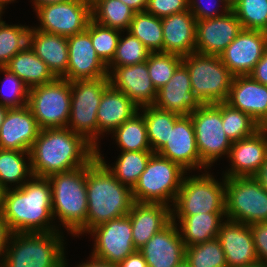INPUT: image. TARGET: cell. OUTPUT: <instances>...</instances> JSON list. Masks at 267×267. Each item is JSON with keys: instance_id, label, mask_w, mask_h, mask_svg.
Returning <instances> with one entry per match:
<instances>
[{"instance_id": "obj_25", "label": "cell", "mask_w": 267, "mask_h": 267, "mask_svg": "<svg viewBox=\"0 0 267 267\" xmlns=\"http://www.w3.org/2000/svg\"><path fill=\"white\" fill-rule=\"evenodd\" d=\"M176 225L171 221L139 249L148 267H176L185 259L186 246Z\"/></svg>"}, {"instance_id": "obj_28", "label": "cell", "mask_w": 267, "mask_h": 267, "mask_svg": "<svg viewBox=\"0 0 267 267\" xmlns=\"http://www.w3.org/2000/svg\"><path fill=\"white\" fill-rule=\"evenodd\" d=\"M29 46L56 78H63L68 68V40L36 28L30 29Z\"/></svg>"}, {"instance_id": "obj_6", "label": "cell", "mask_w": 267, "mask_h": 267, "mask_svg": "<svg viewBox=\"0 0 267 267\" xmlns=\"http://www.w3.org/2000/svg\"><path fill=\"white\" fill-rule=\"evenodd\" d=\"M188 69L192 91L202 104L226 102L233 75L219 56L193 52L182 57Z\"/></svg>"}, {"instance_id": "obj_14", "label": "cell", "mask_w": 267, "mask_h": 267, "mask_svg": "<svg viewBox=\"0 0 267 267\" xmlns=\"http://www.w3.org/2000/svg\"><path fill=\"white\" fill-rule=\"evenodd\" d=\"M89 233L95 236L96 243L92 256L97 259L118 264L136 251L128 215L100 224Z\"/></svg>"}, {"instance_id": "obj_31", "label": "cell", "mask_w": 267, "mask_h": 267, "mask_svg": "<svg viewBox=\"0 0 267 267\" xmlns=\"http://www.w3.org/2000/svg\"><path fill=\"white\" fill-rule=\"evenodd\" d=\"M225 213H199L177 215L181 225V238L186 247L218 238L222 217Z\"/></svg>"}, {"instance_id": "obj_60", "label": "cell", "mask_w": 267, "mask_h": 267, "mask_svg": "<svg viewBox=\"0 0 267 267\" xmlns=\"http://www.w3.org/2000/svg\"><path fill=\"white\" fill-rule=\"evenodd\" d=\"M245 267H267V264L258 262L256 264H253V265H250V266H245Z\"/></svg>"}, {"instance_id": "obj_26", "label": "cell", "mask_w": 267, "mask_h": 267, "mask_svg": "<svg viewBox=\"0 0 267 267\" xmlns=\"http://www.w3.org/2000/svg\"><path fill=\"white\" fill-rule=\"evenodd\" d=\"M172 209L161 203L134 202L128 216L132 225V237L136 250L143 247L155 233L172 221Z\"/></svg>"}, {"instance_id": "obj_27", "label": "cell", "mask_w": 267, "mask_h": 267, "mask_svg": "<svg viewBox=\"0 0 267 267\" xmlns=\"http://www.w3.org/2000/svg\"><path fill=\"white\" fill-rule=\"evenodd\" d=\"M163 52L181 57L196 52V18L190 10L161 19Z\"/></svg>"}, {"instance_id": "obj_38", "label": "cell", "mask_w": 267, "mask_h": 267, "mask_svg": "<svg viewBox=\"0 0 267 267\" xmlns=\"http://www.w3.org/2000/svg\"><path fill=\"white\" fill-rule=\"evenodd\" d=\"M221 115L224 132L232 142L248 138L262 128L250 115L226 102H221Z\"/></svg>"}, {"instance_id": "obj_13", "label": "cell", "mask_w": 267, "mask_h": 267, "mask_svg": "<svg viewBox=\"0 0 267 267\" xmlns=\"http://www.w3.org/2000/svg\"><path fill=\"white\" fill-rule=\"evenodd\" d=\"M35 10L41 23L37 30L67 38L84 32L91 20V8L87 0H68Z\"/></svg>"}, {"instance_id": "obj_44", "label": "cell", "mask_w": 267, "mask_h": 267, "mask_svg": "<svg viewBox=\"0 0 267 267\" xmlns=\"http://www.w3.org/2000/svg\"><path fill=\"white\" fill-rule=\"evenodd\" d=\"M121 30L90 20V38L99 58L108 65L114 58Z\"/></svg>"}, {"instance_id": "obj_11", "label": "cell", "mask_w": 267, "mask_h": 267, "mask_svg": "<svg viewBox=\"0 0 267 267\" xmlns=\"http://www.w3.org/2000/svg\"><path fill=\"white\" fill-rule=\"evenodd\" d=\"M27 106L40 129L67 127L71 110V82L56 78L29 89Z\"/></svg>"}, {"instance_id": "obj_51", "label": "cell", "mask_w": 267, "mask_h": 267, "mask_svg": "<svg viewBox=\"0 0 267 267\" xmlns=\"http://www.w3.org/2000/svg\"><path fill=\"white\" fill-rule=\"evenodd\" d=\"M12 235V231L8 227L7 222L3 219L0 213V256H4L3 253L7 249V244H9V239Z\"/></svg>"}, {"instance_id": "obj_18", "label": "cell", "mask_w": 267, "mask_h": 267, "mask_svg": "<svg viewBox=\"0 0 267 267\" xmlns=\"http://www.w3.org/2000/svg\"><path fill=\"white\" fill-rule=\"evenodd\" d=\"M157 154L178 164L185 171L199 167L208 168L200 159L190 116H181L175 122L173 128H170L167 142Z\"/></svg>"}, {"instance_id": "obj_24", "label": "cell", "mask_w": 267, "mask_h": 267, "mask_svg": "<svg viewBox=\"0 0 267 267\" xmlns=\"http://www.w3.org/2000/svg\"><path fill=\"white\" fill-rule=\"evenodd\" d=\"M226 103L267 127V86L250 75L233 77Z\"/></svg>"}, {"instance_id": "obj_43", "label": "cell", "mask_w": 267, "mask_h": 267, "mask_svg": "<svg viewBox=\"0 0 267 267\" xmlns=\"http://www.w3.org/2000/svg\"><path fill=\"white\" fill-rule=\"evenodd\" d=\"M125 38L119 37L116 52L112 61L107 65L109 68L129 66L147 61L150 51L131 33ZM110 66V67H109Z\"/></svg>"}, {"instance_id": "obj_45", "label": "cell", "mask_w": 267, "mask_h": 267, "mask_svg": "<svg viewBox=\"0 0 267 267\" xmlns=\"http://www.w3.org/2000/svg\"><path fill=\"white\" fill-rule=\"evenodd\" d=\"M0 71L5 73L4 83L8 82V85H6V83L2 84V89L0 91H2L3 88H6L10 93L8 97L4 95L2 91L1 94H3L2 96L4 99L0 101V104L9 108H22L26 106L30 88L15 73H12L7 68L0 67Z\"/></svg>"}, {"instance_id": "obj_22", "label": "cell", "mask_w": 267, "mask_h": 267, "mask_svg": "<svg viewBox=\"0 0 267 267\" xmlns=\"http://www.w3.org/2000/svg\"><path fill=\"white\" fill-rule=\"evenodd\" d=\"M40 130L27 105L9 108L0 128V149L30 152Z\"/></svg>"}, {"instance_id": "obj_58", "label": "cell", "mask_w": 267, "mask_h": 267, "mask_svg": "<svg viewBox=\"0 0 267 267\" xmlns=\"http://www.w3.org/2000/svg\"><path fill=\"white\" fill-rule=\"evenodd\" d=\"M225 3L232 8L239 0H224Z\"/></svg>"}, {"instance_id": "obj_57", "label": "cell", "mask_w": 267, "mask_h": 267, "mask_svg": "<svg viewBox=\"0 0 267 267\" xmlns=\"http://www.w3.org/2000/svg\"><path fill=\"white\" fill-rule=\"evenodd\" d=\"M3 194H4V189L0 185V213L2 212V207H3Z\"/></svg>"}, {"instance_id": "obj_16", "label": "cell", "mask_w": 267, "mask_h": 267, "mask_svg": "<svg viewBox=\"0 0 267 267\" xmlns=\"http://www.w3.org/2000/svg\"><path fill=\"white\" fill-rule=\"evenodd\" d=\"M68 68L63 79L75 80L97 79L108 76L107 65L99 58L90 38V21L84 32L67 38Z\"/></svg>"}, {"instance_id": "obj_12", "label": "cell", "mask_w": 267, "mask_h": 267, "mask_svg": "<svg viewBox=\"0 0 267 267\" xmlns=\"http://www.w3.org/2000/svg\"><path fill=\"white\" fill-rule=\"evenodd\" d=\"M189 116L194 125L200 159L207 167L222 155L229 154L232 141L222 126L221 102L201 105Z\"/></svg>"}, {"instance_id": "obj_1", "label": "cell", "mask_w": 267, "mask_h": 267, "mask_svg": "<svg viewBox=\"0 0 267 267\" xmlns=\"http://www.w3.org/2000/svg\"><path fill=\"white\" fill-rule=\"evenodd\" d=\"M97 148L84 136L64 128L41 129L30 150L32 175L45 177L88 165Z\"/></svg>"}, {"instance_id": "obj_5", "label": "cell", "mask_w": 267, "mask_h": 267, "mask_svg": "<svg viewBox=\"0 0 267 267\" xmlns=\"http://www.w3.org/2000/svg\"><path fill=\"white\" fill-rule=\"evenodd\" d=\"M9 241L12 247L7 246L0 267H65L67 264L59 231L12 233Z\"/></svg>"}, {"instance_id": "obj_46", "label": "cell", "mask_w": 267, "mask_h": 267, "mask_svg": "<svg viewBox=\"0 0 267 267\" xmlns=\"http://www.w3.org/2000/svg\"><path fill=\"white\" fill-rule=\"evenodd\" d=\"M189 10V0H148L146 12L164 18Z\"/></svg>"}, {"instance_id": "obj_50", "label": "cell", "mask_w": 267, "mask_h": 267, "mask_svg": "<svg viewBox=\"0 0 267 267\" xmlns=\"http://www.w3.org/2000/svg\"><path fill=\"white\" fill-rule=\"evenodd\" d=\"M118 265L119 267H148L143 254L139 250L127 256L123 261L119 262Z\"/></svg>"}, {"instance_id": "obj_37", "label": "cell", "mask_w": 267, "mask_h": 267, "mask_svg": "<svg viewBox=\"0 0 267 267\" xmlns=\"http://www.w3.org/2000/svg\"><path fill=\"white\" fill-rule=\"evenodd\" d=\"M24 155L28 156L29 165L24 160ZM33 177L30 165V152L0 149V185L4 190H8L9 183H20L16 188L22 186L26 176ZM23 181V182H22Z\"/></svg>"}, {"instance_id": "obj_52", "label": "cell", "mask_w": 267, "mask_h": 267, "mask_svg": "<svg viewBox=\"0 0 267 267\" xmlns=\"http://www.w3.org/2000/svg\"><path fill=\"white\" fill-rule=\"evenodd\" d=\"M126 4L135 13L143 12L147 8L148 0H119Z\"/></svg>"}, {"instance_id": "obj_9", "label": "cell", "mask_w": 267, "mask_h": 267, "mask_svg": "<svg viewBox=\"0 0 267 267\" xmlns=\"http://www.w3.org/2000/svg\"><path fill=\"white\" fill-rule=\"evenodd\" d=\"M109 84V77L71 82V110L67 128L84 136L96 148L97 111L103 92Z\"/></svg>"}, {"instance_id": "obj_49", "label": "cell", "mask_w": 267, "mask_h": 267, "mask_svg": "<svg viewBox=\"0 0 267 267\" xmlns=\"http://www.w3.org/2000/svg\"><path fill=\"white\" fill-rule=\"evenodd\" d=\"M250 76L258 83L267 86V49L262 58L255 65V68L251 72Z\"/></svg>"}, {"instance_id": "obj_7", "label": "cell", "mask_w": 267, "mask_h": 267, "mask_svg": "<svg viewBox=\"0 0 267 267\" xmlns=\"http://www.w3.org/2000/svg\"><path fill=\"white\" fill-rule=\"evenodd\" d=\"M185 172L178 164L154 153L132 189L134 202L168 205L171 199L174 203Z\"/></svg>"}, {"instance_id": "obj_3", "label": "cell", "mask_w": 267, "mask_h": 267, "mask_svg": "<svg viewBox=\"0 0 267 267\" xmlns=\"http://www.w3.org/2000/svg\"><path fill=\"white\" fill-rule=\"evenodd\" d=\"M86 231L112 219L128 215L134 203L132 189L115 178L97 148V156L86 165Z\"/></svg>"}, {"instance_id": "obj_29", "label": "cell", "mask_w": 267, "mask_h": 267, "mask_svg": "<svg viewBox=\"0 0 267 267\" xmlns=\"http://www.w3.org/2000/svg\"><path fill=\"white\" fill-rule=\"evenodd\" d=\"M138 110L139 107L131 99L109 84L97 111L98 135L106 131L113 132Z\"/></svg>"}, {"instance_id": "obj_4", "label": "cell", "mask_w": 267, "mask_h": 267, "mask_svg": "<svg viewBox=\"0 0 267 267\" xmlns=\"http://www.w3.org/2000/svg\"><path fill=\"white\" fill-rule=\"evenodd\" d=\"M52 189V215H57L71 234L86 232V166L49 175Z\"/></svg>"}, {"instance_id": "obj_35", "label": "cell", "mask_w": 267, "mask_h": 267, "mask_svg": "<svg viewBox=\"0 0 267 267\" xmlns=\"http://www.w3.org/2000/svg\"><path fill=\"white\" fill-rule=\"evenodd\" d=\"M153 154V151H122L115 167H107L116 179L133 189Z\"/></svg>"}, {"instance_id": "obj_63", "label": "cell", "mask_w": 267, "mask_h": 267, "mask_svg": "<svg viewBox=\"0 0 267 267\" xmlns=\"http://www.w3.org/2000/svg\"><path fill=\"white\" fill-rule=\"evenodd\" d=\"M1 13H2V9L0 8V21H1V16H2Z\"/></svg>"}, {"instance_id": "obj_23", "label": "cell", "mask_w": 267, "mask_h": 267, "mask_svg": "<svg viewBox=\"0 0 267 267\" xmlns=\"http://www.w3.org/2000/svg\"><path fill=\"white\" fill-rule=\"evenodd\" d=\"M157 108L179 116H189L202 104L192 91L188 69L181 64L166 85L157 90Z\"/></svg>"}, {"instance_id": "obj_42", "label": "cell", "mask_w": 267, "mask_h": 267, "mask_svg": "<svg viewBox=\"0 0 267 267\" xmlns=\"http://www.w3.org/2000/svg\"><path fill=\"white\" fill-rule=\"evenodd\" d=\"M146 62L152 84L158 90L167 84L182 64V57L171 53L151 52Z\"/></svg>"}, {"instance_id": "obj_41", "label": "cell", "mask_w": 267, "mask_h": 267, "mask_svg": "<svg viewBox=\"0 0 267 267\" xmlns=\"http://www.w3.org/2000/svg\"><path fill=\"white\" fill-rule=\"evenodd\" d=\"M231 9L243 29L267 32V0H239Z\"/></svg>"}, {"instance_id": "obj_61", "label": "cell", "mask_w": 267, "mask_h": 267, "mask_svg": "<svg viewBox=\"0 0 267 267\" xmlns=\"http://www.w3.org/2000/svg\"><path fill=\"white\" fill-rule=\"evenodd\" d=\"M11 1H14V0H0V8L3 10V8L5 7L4 5L6 3L8 4Z\"/></svg>"}, {"instance_id": "obj_62", "label": "cell", "mask_w": 267, "mask_h": 267, "mask_svg": "<svg viewBox=\"0 0 267 267\" xmlns=\"http://www.w3.org/2000/svg\"><path fill=\"white\" fill-rule=\"evenodd\" d=\"M99 1H101V0H88V3L90 5V8H92Z\"/></svg>"}, {"instance_id": "obj_30", "label": "cell", "mask_w": 267, "mask_h": 267, "mask_svg": "<svg viewBox=\"0 0 267 267\" xmlns=\"http://www.w3.org/2000/svg\"><path fill=\"white\" fill-rule=\"evenodd\" d=\"M5 68L15 73L29 88L49 84L56 79L47 64L35 54L29 45L18 52L5 65Z\"/></svg>"}, {"instance_id": "obj_55", "label": "cell", "mask_w": 267, "mask_h": 267, "mask_svg": "<svg viewBox=\"0 0 267 267\" xmlns=\"http://www.w3.org/2000/svg\"><path fill=\"white\" fill-rule=\"evenodd\" d=\"M68 0H34V5H35V9L38 7H42V6H46L49 4H57V3H62V2H66Z\"/></svg>"}, {"instance_id": "obj_59", "label": "cell", "mask_w": 267, "mask_h": 267, "mask_svg": "<svg viewBox=\"0 0 267 267\" xmlns=\"http://www.w3.org/2000/svg\"><path fill=\"white\" fill-rule=\"evenodd\" d=\"M176 267H191V265L187 262L186 259H184L180 264H178Z\"/></svg>"}, {"instance_id": "obj_56", "label": "cell", "mask_w": 267, "mask_h": 267, "mask_svg": "<svg viewBox=\"0 0 267 267\" xmlns=\"http://www.w3.org/2000/svg\"><path fill=\"white\" fill-rule=\"evenodd\" d=\"M9 107L0 104V128L3 124L6 113L8 112Z\"/></svg>"}, {"instance_id": "obj_2", "label": "cell", "mask_w": 267, "mask_h": 267, "mask_svg": "<svg viewBox=\"0 0 267 267\" xmlns=\"http://www.w3.org/2000/svg\"><path fill=\"white\" fill-rule=\"evenodd\" d=\"M32 178L19 188L4 190L3 219L12 233L55 232L56 228L49 224L54 219L50 181L45 177Z\"/></svg>"}, {"instance_id": "obj_48", "label": "cell", "mask_w": 267, "mask_h": 267, "mask_svg": "<svg viewBox=\"0 0 267 267\" xmlns=\"http://www.w3.org/2000/svg\"><path fill=\"white\" fill-rule=\"evenodd\" d=\"M198 0H189V10L190 12L193 14V16L196 18V21L198 20H203V19H209V18H217L219 16L224 15V13H227L231 8L225 3L224 0H219V2L224 3V7L222 9H224V13L222 12L221 14H219L215 8L211 9L209 7V9L205 6L202 5V2H200L201 4H199V2H197ZM217 4V2L215 1L214 6L215 7Z\"/></svg>"}, {"instance_id": "obj_32", "label": "cell", "mask_w": 267, "mask_h": 267, "mask_svg": "<svg viewBox=\"0 0 267 267\" xmlns=\"http://www.w3.org/2000/svg\"><path fill=\"white\" fill-rule=\"evenodd\" d=\"M143 108L148 141L152 151L157 153L167 142L170 128H173L181 116L157 108L155 105H147Z\"/></svg>"}, {"instance_id": "obj_34", "label": "cell", "mask_w": 267, "mask_h": 267, "mask_svg": "<svg viewBox=\"0 0 267 267\" xmlns=\"http://www.w3.org/2000/svg\"><path fill=\"white\" fill-rule=\"evenodd\" d=\"M135 12L119 0H101L91 8V20L118 30H127Z\"/></svg>"}, {"instance_id": "obj_8", "label": "cell", "mask_w": 267, "mask_h": 267, "mask_svg": "<svg viewBox=\"0 0 267 267\" xmlns=\"http://www.w3.org/2000/svg\"><path fill=\"white\" fill-rule=\"evenodd\" d=\"M225 215L246 225L267 221V191L254 176L225 177Z\"/></svg>"}, {"instance_id": "obj_53", "label": "cell", "mask_w": 267, "mask_h": 267, "mask_svg": "<svg viewBox=\"0 0 267 267\" xmlns=\"http://www.w3.org/2000/svg\"><path fill=\"white\" fill-rule=\"evenodd\" d=\"M91 261H87V263H83L82 265H79L78 267H119L118 264L114 263H108L106 261L97 259L95 257H91Z\"/></svg>"}, {"instance_id": "obj_54", "label": "cell", "mask_w": 267, "mask_h": 267, "mask_svg": "<svg viewBox=\"0 0 267 267\" xmlns=\"http://www.w3.org/2000/svg\"><path fill=\"white\" fill-rule=\"evenodd\" d=\"M260 185L267 191V157L258 173L254 176Z\"/></svg>"}, {"instance_id": "obj_21", "label": "cell", "mask_w": 267, "mask_h": 267, "mask_svg": "<svg viewBox=\"0 0 267 267\" xmlns=\"http://www.w3.org/2000/svg\"><path fill=\"white\" fill-rule=\"evenodd\" d=\"M228 267H245L258 263L250 225L226 220L218 233Z\"/></svg>"}, {"instance_id": "obj_39", "label": "cell", "mask_w": 267, "mask_h": 267, "mask_svg": "<svg viewBox=\"0 0 267 267\" xmlns=\"http://www.w3.org/2000/svg\"><path fill=\"white\" fill-rule=\"evenodd\" d=\"M28 26L7 25L0 21V67L5 65L29 45Z\"/></svg>"}, {"instance_id": "obj_33", "label": "cell", "mask_w": 267, "mask_h": 267, "mask_svg": "<svg viewBox=\"0 0 267 267\" xmlns=\"http://www.w3.org/2000/svg\"><path fill=\"white\" fill-rule=\"evenodd\" d=\"M127 32L142 42L150 52H163L161 18L146 11L135 13Z\"/></svg>"}, {"instance_id": "obj_20", "label": "cell", "mask_w": 267, "mask_h": 267, "mask_svg": "<svg viewBox=\"0 0 267 267\" xmlns=\"http://www.w3.org/2000/svg\"><path fill=\"white\" fill-rule=\"evenodd\" d=\"M228 156L232 168L224 177L255 176L267 157V127L248 138L232 142Z\"/></svg>"}, {"instance_id": "obj_40", "label": "cell", "mask_w": 267, "mask_h": 267, "mask_svg": "<svg viewBox=\"0 0 267 267\" xmlns=\"http://www.w3.org/2000/svg\"><path fill=\"white\" fill-rule=\"evenodd\" d=\"M185 259L191 267H228L218 238L186 247Z\"/></svg>"}, {"instance_id": "obj_36", "label": "cell", "mask_w": 267, "mask_h": 267, "mask_svg": "<svg viewBox=\"0 0 267 267\" xmlns=\"http://www.w3.org/2000/svg\"><path fill=\"white\" fill-rule=\"evenodd\" d=\"M142 115V116H141ZM137 112L113 131L122 151H152L143 114Z\"/></svg>"}, {"instance_id": "obj_15", "label": "cell", "mask_w": 267, "mask_h": 267, "mask_svg": "<svg viewBox=\"0 0 267 267\" xmlns=\"http://www.w3.org/2000/svg\"><path fill=\"white\" fill-rule=\"evenodd\" d=\"M267 49V32L243 29L220 54L233 76L250 75Z\"/></svg>"}, {"instance_id": "obj_17", "label": "cell", "mask_w": 267, "mask_h": 267, "mask_svg": "<svg viewBox=\"0 0 267 267\" xmlns=\"http://www.w3.org/2000/svg\"><path fill=\"white\" fill-rule=\"evenodd\" d=\"M243 30L234 11L217 18L196 21V52L220 56Z\"/></svg>"}, {"instance_id": "obj_10", "label": "cell", "mask_w": 267, "mask_h": 267, "mask_svg": "<svg viewBox=\"0 0 267 267\" xmlns=\"http://www.w3.org/2000/svg\"><path fill=\"white\" fill-rule=\"evenodd\" d=\"M204 174L188 178L183 177L173 203L176 213H174V209L171 213L174 223L176 214L225 213V177L224 182L220 184L212 175Z\"/></svg>"}, {"instance_id": "obj_19", "label": "cell", "mask_w": 267, "mask_h": 267, "mask_svg": "<svg viewBox=\"0 0 267 267\" xmlns=\"http://www.w3.org/2000/svg\"><path fill=\"white\" fill-rule=\"evenodd\" d=\"M113 69L108 76L114 88L123 92L140 108L154 105L157 90L152 84L146 61Z\"/></svg>"}, {"instance_id": "obj_47", "label": "cell", "mask_w": 267, "mask_h": 267, "mask_svg": "<svg viewBox=\"0 0 267 267\" xmlns=\"http://www.w3.org/2000/svg\"><path fill=\"white\" fill-rule=\"evenodd\" d=\"M250 228L258 261L267 264V221L250 225Z\"/></svg>"}]
</instances>
